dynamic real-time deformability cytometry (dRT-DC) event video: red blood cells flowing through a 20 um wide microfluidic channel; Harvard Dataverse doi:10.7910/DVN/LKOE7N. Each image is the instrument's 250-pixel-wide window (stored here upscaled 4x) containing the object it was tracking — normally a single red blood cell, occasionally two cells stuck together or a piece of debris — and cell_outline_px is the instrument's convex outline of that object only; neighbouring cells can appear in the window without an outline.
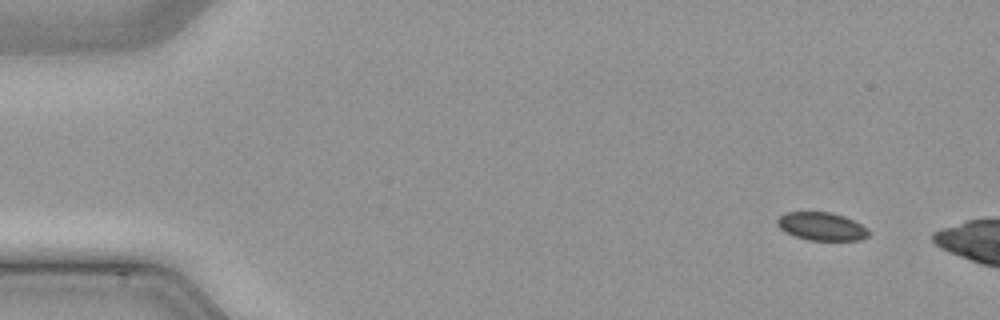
{"species": "common noctule bat (a hibernating species)", "species_latin": "Nyctalus noctula", "temperature_condition": "cold", "stored_images_in_passage": 11, "camera_frame_rate_fps": 3000, "um_per_image_px": 0.085, "animal": {"sex": "male", "body_mass_g": 21.5, "forearm_length_mm": 52.0}, "frame": {"image": 1, "passage_image": 1, "time_ms": 0.0, "image_size_px": [1000, 320], "cell_outline_px": [[868, 236], [860, 240], [808, 240], [796, 236], [780, 228], [776, 224], [776, 220], [784, 212], [832, 212], [844, 216], [868, 228]], "centroid_in_image_um": [69.83, 19.23], "position_along_channel_um": 15.2, "area_um2": 14.85}}